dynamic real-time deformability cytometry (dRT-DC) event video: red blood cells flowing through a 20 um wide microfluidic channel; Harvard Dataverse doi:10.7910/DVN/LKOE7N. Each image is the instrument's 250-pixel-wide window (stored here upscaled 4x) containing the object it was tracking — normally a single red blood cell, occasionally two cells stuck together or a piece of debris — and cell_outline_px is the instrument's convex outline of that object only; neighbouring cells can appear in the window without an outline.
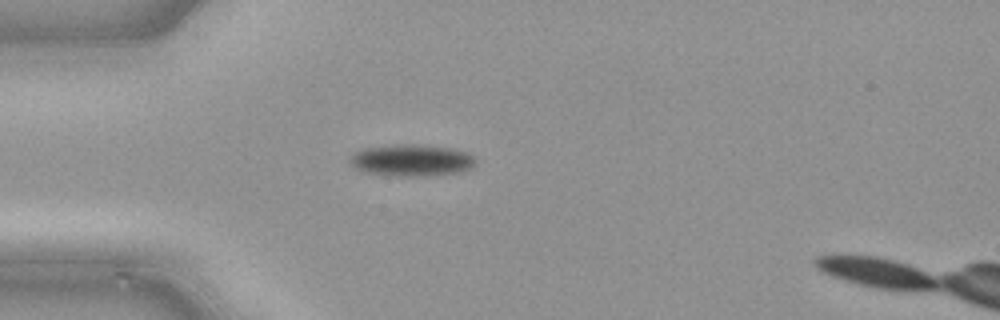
{"species": "common noctule bat (a hibernating species)", "species_latin": "Nyctalus noctula", "temperature_condition": "cold", "stored_images_in_passage": 37, "segment_of_instrument_passage": [1, 2], "camera_frame_rate_fps": 3000, "um_per_image_px": 0.085, "animal": {"sex": "male", "body_mass_g": 21.5, "forearm_length_mm": 52.0}, "frame": {"image": 1, "passage_image": 1, "time_ms": 0.0, "image_size_px": [1000, 320], "cell_outline_px": [[476, 160], [468, 168], [456, 172], [408, 176], [372, 172], [360, 168], [352, 164], [352, 152], [364, 148], [392, 144], [412, 144], [448, 148], [468, 152]], "centroid_in_image_um": [34.98, 13.58], "position_along_channel_um": 50.0, "area_um2": 22.14}}
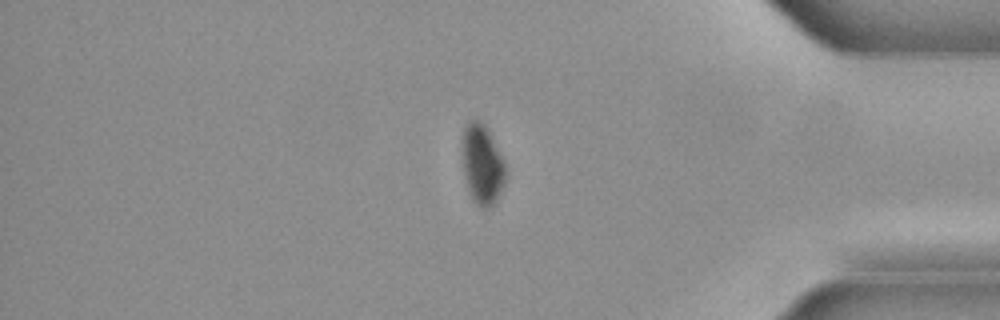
{"frame": {"image": 2, "passage_image": 28, "time_ms": 9.0, "image_size_px": [1000, 320], "cell_outline_px": [[504, 180], [500, 192], [492, 208], [480, 208], [472, 200], [468, 192], [464, 176], [460, 148], [464, 128], [468, 120], [480, 120], [484, 124], [504, 160]], "centroid_in_image_um": [40.93, 13.99], "position_along_channel_um": 394.3, "area_um2": 20.4}}
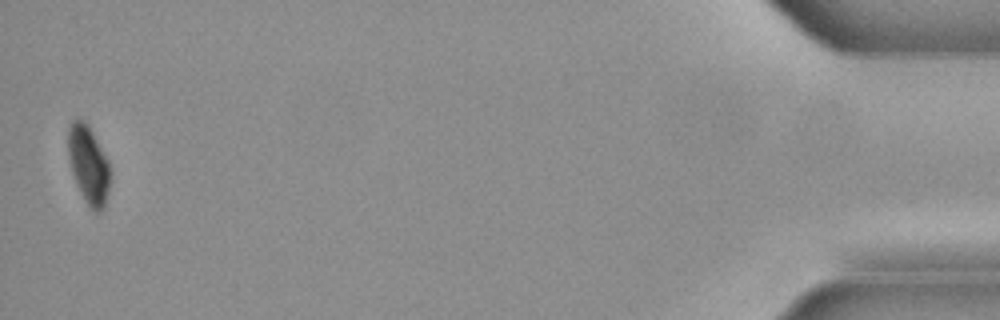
{"frame": {"image": 3, "passage_image": 35, "time_ms": 11.333, "image_size_px": [1000, 320], "cell_outline_px": [[112, 172], [108, 192], [104, 208], [100, 212], [92, 212], [84, 200], [76, 184], [72, 172], [68, 156], [68, 128], [72, 120], [84, 120], [88, 124], [108, 160]], "centroid_in_image_um": [7.54, 14.04], "position_along_channel_um": 427.7, "area_um2": 19.42}}